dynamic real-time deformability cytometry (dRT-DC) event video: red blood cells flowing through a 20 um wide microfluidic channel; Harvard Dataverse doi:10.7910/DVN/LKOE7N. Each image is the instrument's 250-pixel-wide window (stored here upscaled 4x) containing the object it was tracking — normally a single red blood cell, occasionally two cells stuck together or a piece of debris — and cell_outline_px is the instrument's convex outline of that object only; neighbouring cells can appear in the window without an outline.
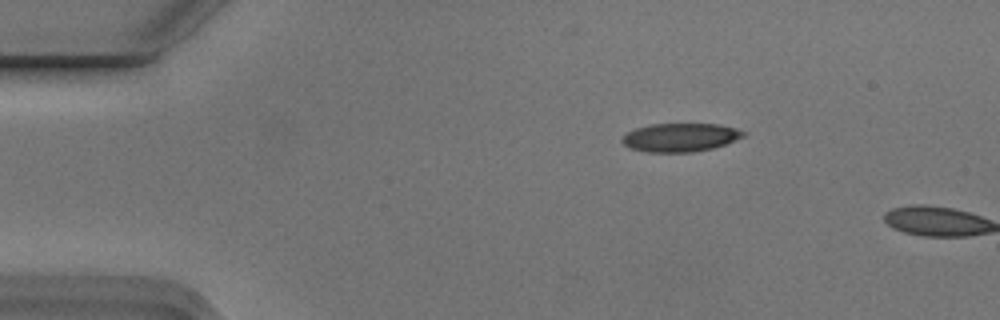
{"species": "Egyptian fruit bat (a non-hibernating species)", "species_latin": "Rousettus aegyptiacus", "temperature_condition": "cold", "stored_images_in_passage": 2, "camera_frame_rate_fps": 3000, "um_per_image_px": 0.085, "animal": {"sex": "male"}, "frame": {"image": 1, "passage_image": 1, "time_ms": 0.0, "image_size_px": [1000, 320], "cell_outline_px": [[748, 132], [744, 136], [724, 144], [712, 148], [692, 152], [648, 152], [628, 148], [620, 140], [628, 132], [636, 128], [652, 124], [716, 124], [736, 128]], "centroid_in_image_um": [57.82, 11.68], "position_along_channel_um": 27.2, "area_um2": 20.0}}